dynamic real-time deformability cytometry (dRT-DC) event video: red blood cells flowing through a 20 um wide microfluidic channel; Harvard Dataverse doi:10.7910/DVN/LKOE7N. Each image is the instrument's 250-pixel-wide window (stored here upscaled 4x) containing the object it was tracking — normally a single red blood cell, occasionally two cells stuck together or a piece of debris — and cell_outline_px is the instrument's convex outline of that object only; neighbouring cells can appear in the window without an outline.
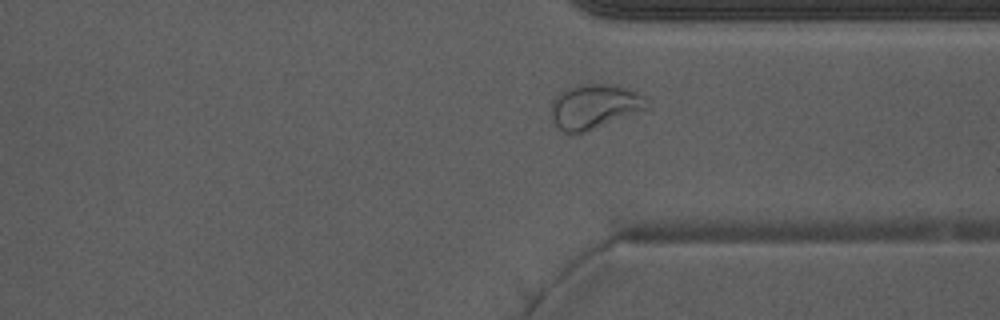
{"species": "Egyptian fruit bat (a non-hibernating species)", "species_latin": "Rousettus aegyptiacus", "temperature_condition": "warm", "stored_images_in_passage": 45, "camera_frame_rate_fps": 3000, "um_per_image_px": 0.085, "animal": {"sex": "male"}, "frame": {"image": 1, "passage_image": 32, "time_ms": 10.333, "image_size_px": [1000, 320], "cell_outline_px": [[648, 108], [588, 132], [564, 132], [552, 120], [552, 100], [560, 92], [576, 84], [616, 84], [636, 92], [640, 96]], "centroid_in_image_um": [50.48, 9.05], "position_along_channel_um": 360.9, "area_um2": 24.51}, "authors_computed_cell_mechanics": {"area_um2": 27.1082, "velocity_mm_per_s": 3.9564, "shape_relaxation_time_tau1_ms": null, "shape_relaxation_time_tau2_ms": 1.0229, "deformation_change_tau1": null, "deformation_change_tau2": 0.0681}}